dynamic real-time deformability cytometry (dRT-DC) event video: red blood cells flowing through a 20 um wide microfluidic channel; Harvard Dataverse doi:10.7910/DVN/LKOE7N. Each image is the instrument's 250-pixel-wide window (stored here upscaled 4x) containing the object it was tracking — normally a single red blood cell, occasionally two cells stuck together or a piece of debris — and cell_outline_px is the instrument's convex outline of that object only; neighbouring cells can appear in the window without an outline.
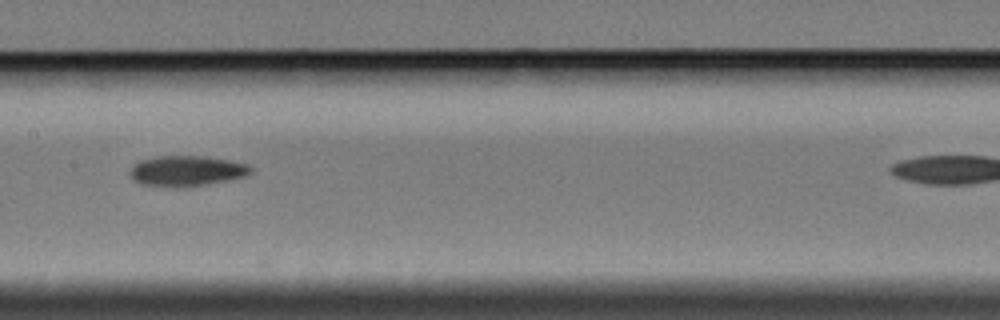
{"species": "Egyptian fruit bat (a non-hibernating species)", "species_latin": "Rousettus aegyptiacus", "temperature_condition": "cold", "stored_images_in_passage": 6, "camera_frame_rate_fps": 3000, "um_per_image_px": 0.085, "animal": {"sex": "female"}, "frame": {"image": 1, "passage_image": 5, "time_ms": 5.333, "image_size_px": [1000, 320], "cell_outline_px": [[252, 172], [244, 176], [204, 184], [176, 188], [140, 184], [132, 180], [128, 172], [132, 164], [140, 160], [156, 156], [204, 156], [228, 160], [248, 164], [252, 168]], "centroid_in_image_um": [15.77, 14.52], "position_along_channel_um": 191.6, "area_um2": 21.5}}